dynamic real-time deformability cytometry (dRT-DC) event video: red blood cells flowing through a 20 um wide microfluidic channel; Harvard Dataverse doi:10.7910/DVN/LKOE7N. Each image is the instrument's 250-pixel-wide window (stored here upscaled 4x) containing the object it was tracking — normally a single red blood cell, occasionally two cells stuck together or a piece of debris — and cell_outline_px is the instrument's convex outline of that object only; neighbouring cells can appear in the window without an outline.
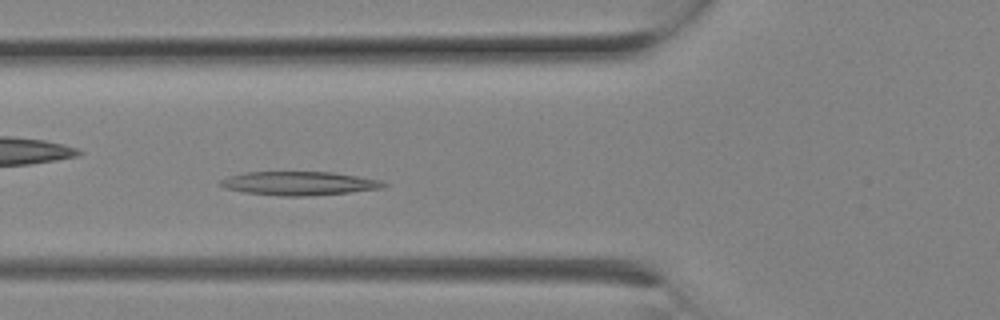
{"species": "Egyptian fruit bat (a non-hibernating species)", "species_latin": "Rousettus aegyptiacus", "temperature_condition": "room temperature", "stored_images_in_passage": 7, "camera_frame_rate_fps": 3000, "um_per_image_px": 0.085, "animal": {"sex": "female"}, "frame": {"image": 1, "passage_image": 6, "time_ms": 1.667, "image_size_px": [1000, 320], "cell_outline_px": [[388, 184], [384, 188], [348, 192], [308, 196], [284, 196], [244, 192], [224, 188], [216, 184], [220, 180], [228, 176], [244, 172], [332, 172], [384, 180]], "centroid_in_image_um": [25.42, 15.58], "position_along_channel_um": 100.4, "area_um2": 22.72}}